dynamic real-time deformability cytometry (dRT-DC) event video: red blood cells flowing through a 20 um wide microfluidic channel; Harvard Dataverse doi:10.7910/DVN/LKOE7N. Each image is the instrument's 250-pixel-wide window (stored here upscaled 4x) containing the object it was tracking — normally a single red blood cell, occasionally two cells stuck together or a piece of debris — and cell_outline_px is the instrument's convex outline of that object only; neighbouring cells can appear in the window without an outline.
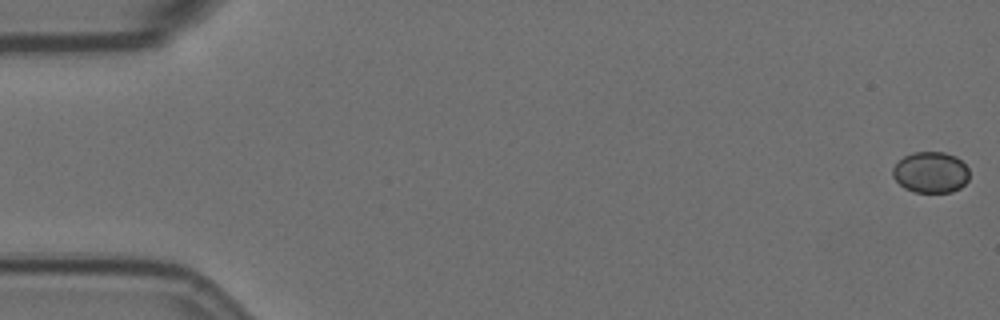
{"species": "Egyptian fruit bat (a non-hibernating species)", "species_latin": "Rousettus aegyptiacus", "temperature_condition": "room temperature", "stored_images_in_passage": 17, "camera_frame_rate_fps": 3000, "um_per_image_px": 0.085, "animal": {"sex": "female"}, "frame": {"image": 1, "passage_image": 1, "time_ms": 0.0, "image_size_px": [1000, 320], "cell_outline_px": [[968, 180], [960, 188], [952, 192], [912, 192], [904, 188], [892, 176], [892, 168], [904, 156], [912, 152], [944, 152], [956, 156], [968, 168]], "centroid_in_image_um": [79.1, 14.65], "position_along_channel_um": 5.9, "area_um2": 18.38}}